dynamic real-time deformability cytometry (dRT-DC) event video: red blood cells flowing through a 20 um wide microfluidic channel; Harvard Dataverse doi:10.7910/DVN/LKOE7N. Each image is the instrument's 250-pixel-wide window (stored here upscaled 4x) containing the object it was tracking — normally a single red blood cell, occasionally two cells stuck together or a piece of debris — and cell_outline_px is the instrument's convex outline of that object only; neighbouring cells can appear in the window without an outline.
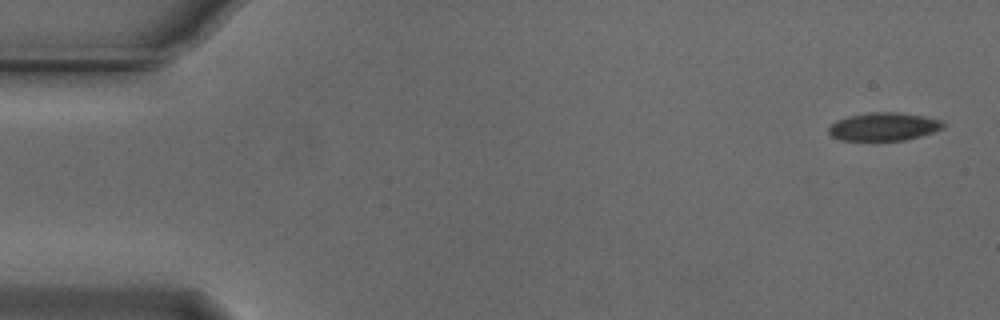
{"species": "Egyptian fruit bat (a non-hibernating species)", "species_latin": "Rousettus aegyptiacus", "temperature_condition": "cold", "stored_images_in_passage": 53, "camera_frame_rate_fps": 3000, "um_per_image_px": 0.085, "animal": {"sex": "male"}, "frame": {"image": 1, "passage_image": 1, "time_ms": 0.0, "image_size_px": [1000, 320], "cell_outline_px": [[948, 124], [944, 128], [920, 136], [904, 140], [840, 140], [832, 136], [828, 132], [828, 128], [836, 120], [868, 112], [896, 112], [924, 116], [940, 120]], "centroid_in_image_um": [75.14, 10.76], "position_along_channel_um": 9.9, "area_um2": 18.67}}
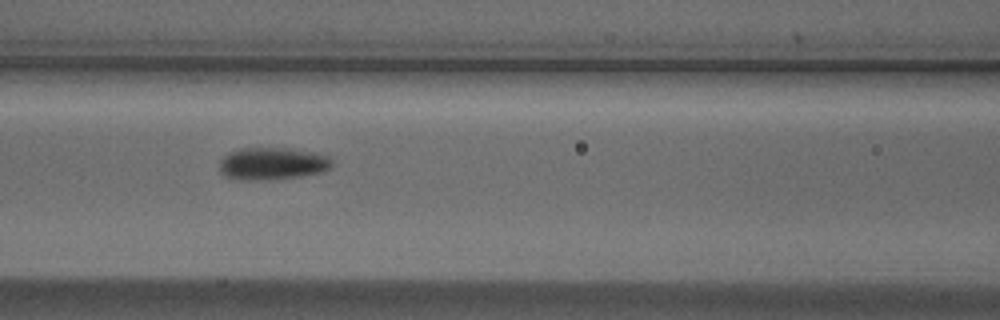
{"frame": {"image": 2, "passage_image": 22, "time_ms": 7.0, "image_size_px": [1000, 320], "cell_outline_px": [[332, 164], [324, 172], [300, 176], [264, 180], [248, 180], [224, 176], [220, 172], [220, 160], [228, 152], [240, 148], [292, 148], [312, 152], [328, 156], [332, 160]], "centroid_in_image_um": [23.14, 13.9], "position_along_channel_um": 143.5, "area_um2": 21.21}}
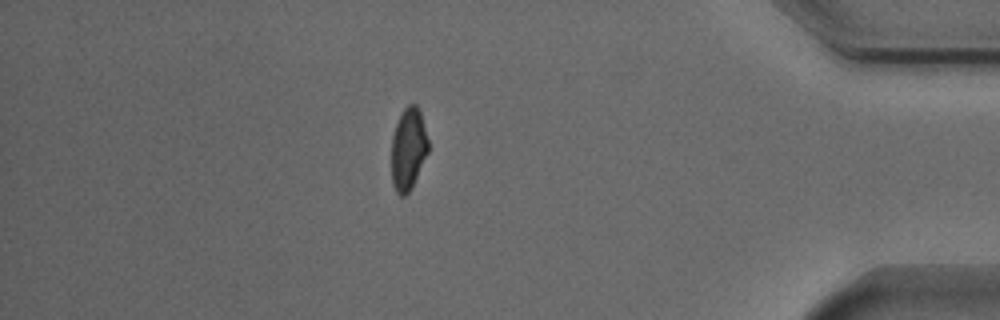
{"frame": {"image": 3, "passage_image": 46, "time_ms": 15.0, "image_size_px": [1000, 320], "cell_outline_px": [[428, 152], [412, 188], [404, 196], [400, 196], [396, 192], [392, 184], [392, 136], [396, 124], [404, 108], [408, 104], [416, 104], [420, 112], [428, 140]], "centroid_in_image_um": [34.7, 12.69], "position_along_channel_um": 400.5, "area_um2": 17.51}, "authors_computed_cell_mechanics": {"area_um2": 19.5364, "velocity_mm_per_s": 3.7457, "shape_relaxation_time_tau1_ms": 2.8038, "shape_relaxation_time_tau2_ms": null, "deformation_change_tau1": 0.1077, "deformation_change_tau2": null}}